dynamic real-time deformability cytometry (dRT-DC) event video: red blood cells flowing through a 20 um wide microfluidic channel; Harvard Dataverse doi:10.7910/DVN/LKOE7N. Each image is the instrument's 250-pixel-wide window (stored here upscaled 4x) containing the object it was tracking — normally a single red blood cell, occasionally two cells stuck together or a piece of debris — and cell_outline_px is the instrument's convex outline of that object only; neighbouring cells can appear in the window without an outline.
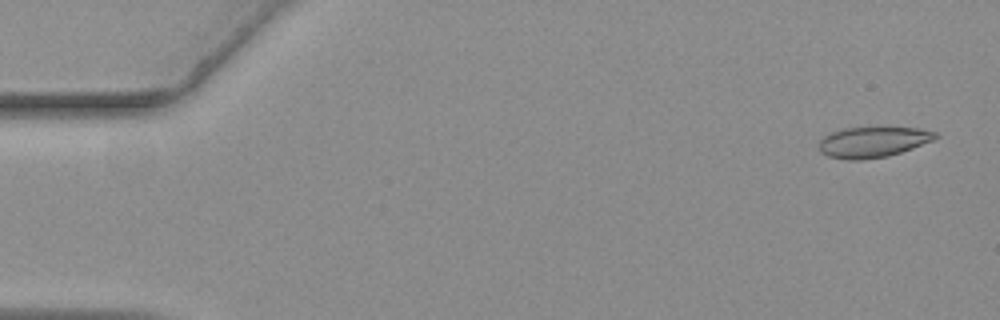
{"species": "common noctule bat (a hibernating species)", "species_latin": "Nyctalus noctula", "temperature_condition": "warm", "stored_images_in_passage": 57, "camera_frame_rate_fps": 3000, "um_per_image_px": 0.085, "animal": {"sex": "female", "body_mass_g": 19.3, "forearm_length_mm": 54.1}, "frame": {"image": 1, "passage_image": 3, "time_ms": 0.667, "image_size_px": [1000, 320], "cell_outline_px": [[940, 136], [932, 140], [912, 148], [888, 156], [860, 160], [848, 160], [828, 156], [820, 152], [820, 140], [824, 136], [832, 132], [844, 128], [880, 124], [920, 128], [936, 132]], "centroid_in_image_um": [74.23, 12.01], "position_along_channel_um": 10.8, "area_um2": 21.62}}
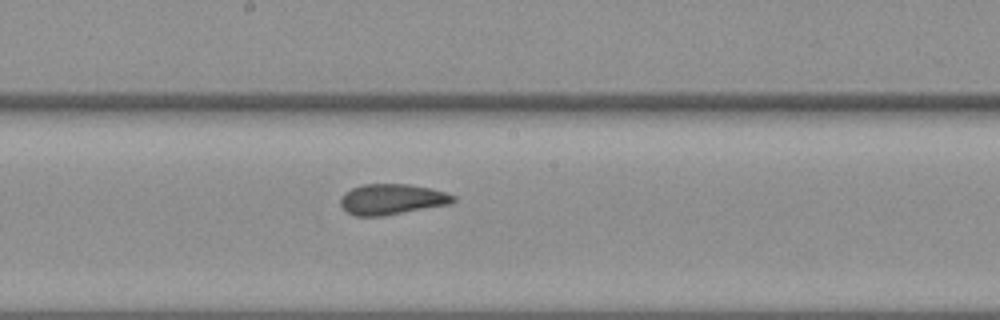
{"frame": {"image": 2, "passage_image": 31, "time_ms": 10.0, "image_size_px": [1000, 320], "cell_outline_px": [[456, 200], [452, 204], [384, 216], [356, 216], [348, 212], [340, 204], [340, 200], [344, 192], [352, 188], [364, 184], [408, 184], [432, 188], [456, 196]], "centroid_in_image_um": [33.35, 16.94], "position_along_channel_um": 214.9, "area_um2": 20.29}}
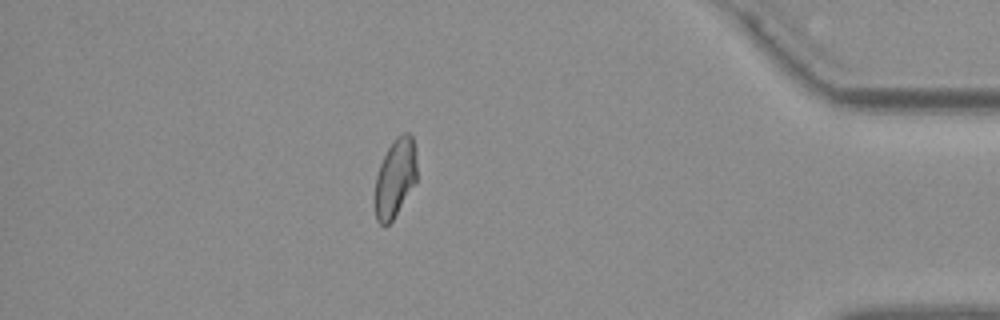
{"frame": {"image": 3, "passage_image": 50, "time_ms": 16.333, "image_size_px": [1000, 320], "cell_outline_px": [[416, 180], [392, 220], [384, 228], [376, 220], [372, 200], [376, 176], [380, 164], [388, 148], [396, 136], [404, 132], [408, 132], [412, 136], [416, 152]], "centroid_in_image_um": [33.54, 15.15], "position_along_channel_um": 401.7, "area_um2": 19.48}, "authors_computed_cell_mechanics": {"area_um2": 20.6924, "velocity_mm_per_s": 3.6302, "shape_relaxation_time_tau1_ms": null, "shape_relaxation_time_tau2_ms": 1.4707, "deformation_change_tau1": null, "deformation_change_tau2": 0.0722}}